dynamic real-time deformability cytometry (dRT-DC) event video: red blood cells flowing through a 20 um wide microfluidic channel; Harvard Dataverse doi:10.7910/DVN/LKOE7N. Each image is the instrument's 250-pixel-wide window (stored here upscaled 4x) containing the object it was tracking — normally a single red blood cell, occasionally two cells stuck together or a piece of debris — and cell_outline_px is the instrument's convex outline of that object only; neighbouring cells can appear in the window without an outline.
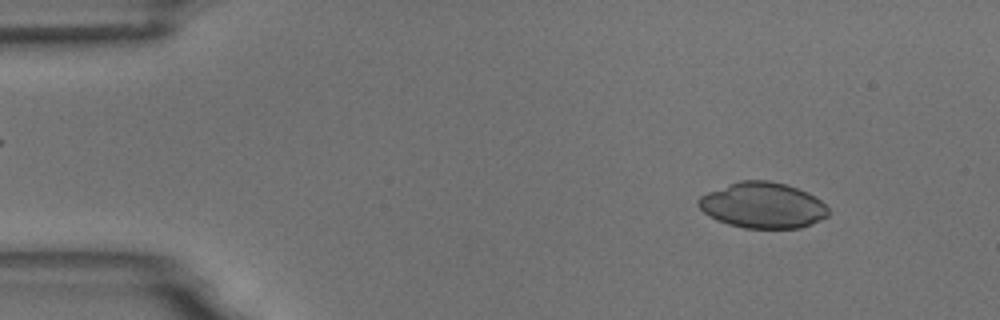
{"species": "common noctule bat (a hibernating species)", "species_latin": "Nyctalus noctula", "temperature_condition": "room temperature", "stored_images_in_passage": 3, "camera_frame_rate_fps": 3000, "um_per_image_px": 0.085, "animal": {"sex": "male", "body_mass_g": 18.8}, "frame": {"image": 1, "passage_image": 1, "time_ms": 0.0, "image_size_px": [1000, 320], "cell_outline_px": [[828, 216], [812, 224], [800, 228], [744, 228], [728, 224], [716, 220], [708, 216], [696, 204], [696, 200], [700, 196], [708, 192], [728, 184], [740, 180], [768, 180], [788, 184], [808, 192], [820, 200], [828, 208]], "centroid_in_image_um": [64.82, 17.45], "position_along_channel_um": 20.2, "area_um2": 34.91}}